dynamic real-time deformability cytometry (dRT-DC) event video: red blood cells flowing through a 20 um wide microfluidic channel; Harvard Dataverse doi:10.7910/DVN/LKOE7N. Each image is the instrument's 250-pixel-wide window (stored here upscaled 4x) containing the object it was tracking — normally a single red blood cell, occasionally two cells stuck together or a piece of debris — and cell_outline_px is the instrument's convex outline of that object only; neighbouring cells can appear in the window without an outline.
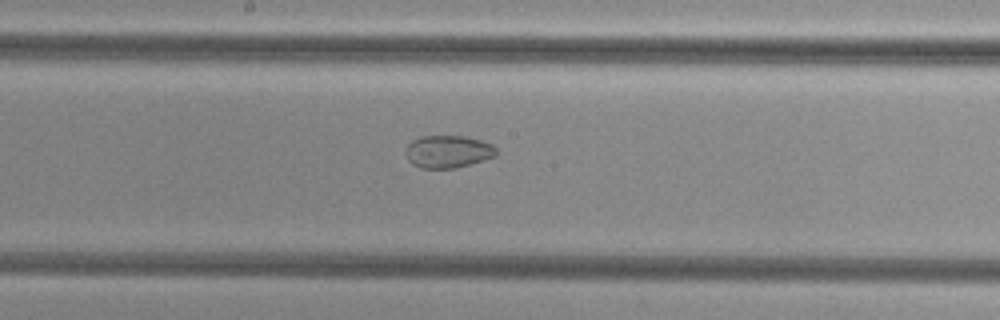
{"species": "common noctule bat (a hibernating species)", "species_latin": "Nyctalus noctula", "temperature_condition": "cold", "stored_images_in_passage": 18, "camera_frame_rate_fps": 3000, "um_per_image_px": 0.085, "animal": {"sex": "female", "body_mass_g": 29.2, "forearm_length_mm": 56.3}, "frame": {"image": 1, "passage_image": 13, "time_ms": 4.0, "image_size_px": [1000, 320], "cell_outline_px": [[496, 156], [456, 168], [420, 168], [412, 164], [408, 160], [404, 152], [408, 144], [412, 140], [420, 136], [464, 136], [480, 140], [492, 144], [496, 148]], "centroid_in_image_um": [38.05, 12.88], "position_along_channel_um": 210.2, "area_um2": 17.22}}
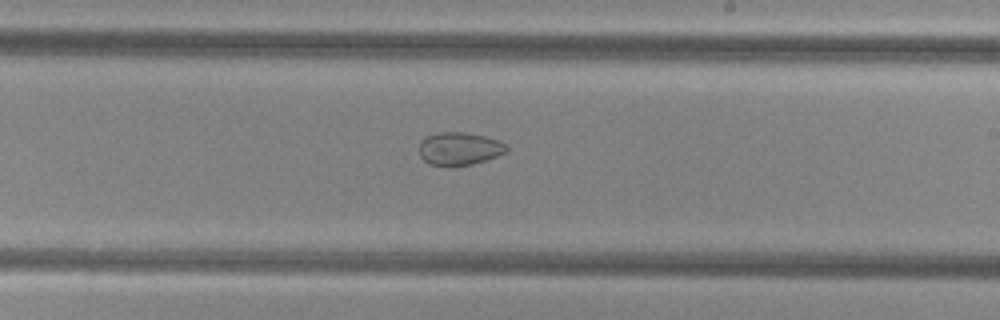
{"frame": {"image": 2, "passage_image": 16, "time_ms": 5.0, "image_size_px": [1000, 320], "cell_outline_px": [[508, 152], [472, 164], [452, 168], [428, 164], [420, 156], [420, 140], [436, 132], [464, 132], [484, 136], [500, 140], [508, 144]], "centroid_in_image_um": [39.05, 12.65], "position_along_channel_um": 249.9, "area_um2": 17.17}}